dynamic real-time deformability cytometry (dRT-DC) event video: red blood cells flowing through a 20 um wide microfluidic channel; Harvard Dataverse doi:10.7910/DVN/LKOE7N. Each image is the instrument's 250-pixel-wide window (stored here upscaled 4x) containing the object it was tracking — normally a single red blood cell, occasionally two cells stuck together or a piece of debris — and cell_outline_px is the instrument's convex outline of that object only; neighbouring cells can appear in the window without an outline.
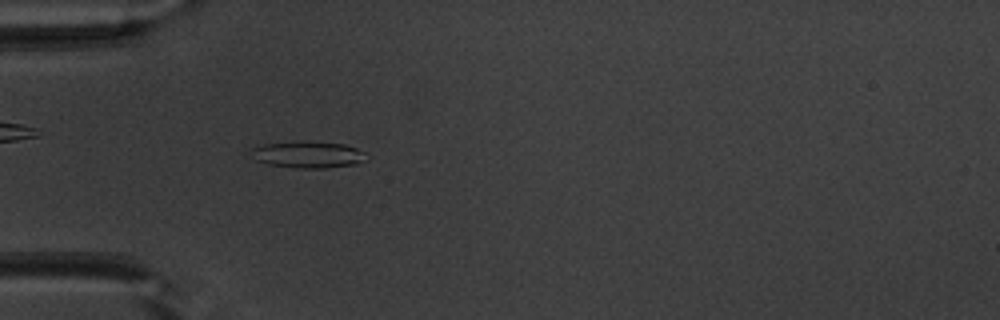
{"species": "common noctule bat (a hibernating species)", "species_latin": "Nyctalus noctula", "temperature_condition": "warm", "stored_images_in_passage": 50, "camera_frame_rate_fps": 3000, "um_per_image_px": 0.085, "animal": {"sex": "male", "body_mass_g": 20.1, "forearm_length_mm": 53.5}, "frame": {"image": 1, "passage_image": 15, "time_ms": 4.667, "image_size_px": [1000, 320], "cell_outline_px": [[368, 160], [356, 164], [324, 168], [300, 168], [268, 164], [256, 160], [252, 148], [264, 144], [304, 140], [344, 144], [356, 148], [364, 152]], "centroid_in_image_um": [26.24, 13.13], "position_along_channel_um": 58.8, "area_um2": 17.86}}
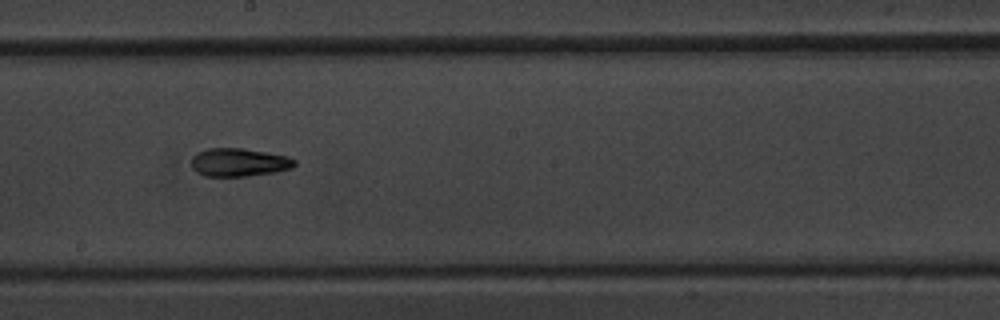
{"frame": {"image": 2, "passage_image": 28, "time_ms": 9.0, "image_size_px": [1000, 320], "cell_outline_px": [[296, 164], [292, 168], [276, 172], [248, 176], [204, 176], [196, 172], [192, 168], [192, 156], [196, 152], [208, 148], [244, 148], [288, 156], [296, 160]], "centroid_in_image_um": [20.31, 13.79], "position_along_channel_um": 227.9, "area_um2": 17.17}}
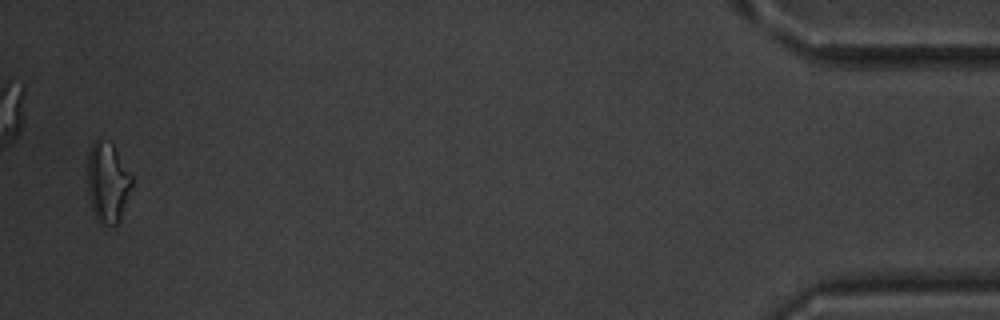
{"frame": {"image": 3, "passage_image": 49, "time_ms": 16.0, "image_size_px": [1000, 320], "cell_outline_px": [[132, 184], [120, 220], [116, 224], [100, 224], [96, 220], [92, 208], [88, 192], [88, 152], [92, 144], [96, 140], [100, 140], [112, 144], [132, 176]], "centroid_in_image_um": [9.14, 15.53], "position_along_channel_um": 426.1, "area_um2": 20.35}, "authors_computed_cell_mechanics": {"area_um2": 17.2822, "velocity_mm_per_s": 4.0068, "shape_relaxation_time_tau1_ms": 9.0208, "shape_relaxation_time_tau2_ms": 3.7574, "deformation_change_tau1": 0.2157, "deformation_change_tau2": 0.1136}}